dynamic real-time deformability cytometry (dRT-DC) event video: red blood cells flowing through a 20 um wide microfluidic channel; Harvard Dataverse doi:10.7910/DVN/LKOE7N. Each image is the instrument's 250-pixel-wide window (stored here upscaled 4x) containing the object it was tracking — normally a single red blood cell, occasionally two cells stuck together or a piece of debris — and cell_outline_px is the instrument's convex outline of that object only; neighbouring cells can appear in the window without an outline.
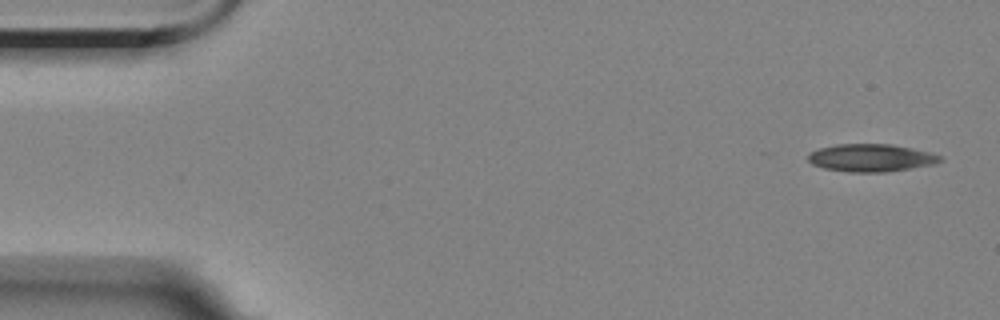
{"species": "Egyptian fruit bat (a non-hibernating species)", "species_latin": "Rousettus aegyptiacus", "temperature_condition": "room temperature", "stored_images_in_passage": 4, "camera_frame_rate_fps": 3000, "um_per_image_px": 0.085, "animal": {"sex": "female"}, "frame": {"image": 1, "passage_image": 1, "time_ms": 0.0, "image_size_px": [1000, 320], "cell_outline_px": [[944, 160], [936, 164], [888, 172], [848, 172], [824, 168], [812, 164], [808, 160], [808, 156], [812, 152], [820, 148], [836, 144], [892, 144], [932, 152], [940, 156]], "centroid_in_image_um": [74.09, 13.42], "position_along_channel_um": 10.9, "area_um2": 21.39}}
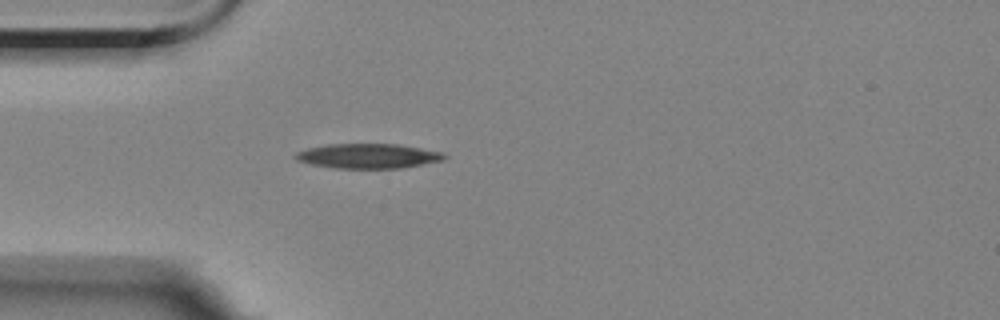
{"frame": {"image": 2, "passage_image": 4, "time_ms": 4.333, "image_size_px": [1000, 320], "cell_outline_px": [[448, 156], [444, 160], [404, 168], [336, 168], [312, 164], [296, 160], [292, 156], [296, 152], [308, 148], [328, 144], [396, 144], [444, 152]], "centroid_in_image_um": [31.31, 13.26], "position_along_channel_um": 53.7, "area_um2": 21.5}}